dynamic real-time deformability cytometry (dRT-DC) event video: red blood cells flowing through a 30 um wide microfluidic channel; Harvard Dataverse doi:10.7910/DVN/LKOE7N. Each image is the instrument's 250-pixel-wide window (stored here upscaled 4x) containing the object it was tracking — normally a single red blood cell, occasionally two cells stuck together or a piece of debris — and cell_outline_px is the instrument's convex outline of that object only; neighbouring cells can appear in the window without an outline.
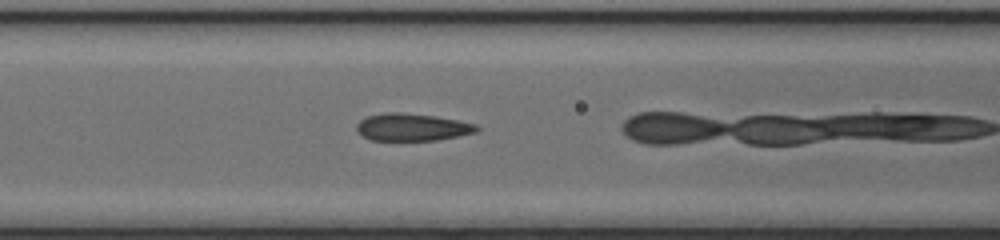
{"species": "common noctule bat (a hibernating species)", "species_latin": "Nyctalus noctula", "temperature_condition": "cold", "stored_images_in_passage": 18, "camera_frame_rate_fps": 3000, "um_per_image_px": 0.085, "animal": {"sex": "female", "body_mass_g": 17.0, "forearm_length_mm": 48.0}, "frame": {"image": 1, "passage_image": 8, "time_ms": 2.333, "image_size_px": [1000, 240], "cell_outline_px": [[480, 128], [476, 132], [436, 140], [372, 140], [356, 132], [356, 124], [360, 120], [368, 116], [384, 112], [400, 112], [436, 116], [476, 124]], "centroid_in_image_um": [35.0, 10.8], "position_along_channel_um": 131.6, "area_um2": 19.07}}
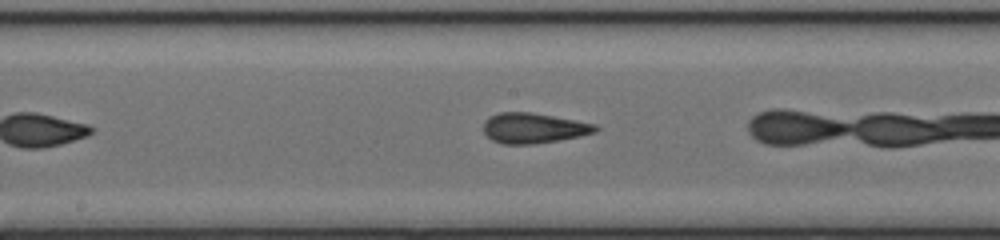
{"frame": {"image": 2, "passage_image": 13, "time_ms": 4.0, "image_size_px": [1000, 240], "cell_outline_px": [[600, 128], [596, 132], [580, 136], [532, 144], [500, 144], [492, 140], [484, 132], [484, 120], [488, 116], [500, 112], [532, 112], [576, 120], [596, 124]], "centroid_in_image_um": [45.34, 10.88], "position_along_channel_um": 202.9, "area_um2": 19.83}}
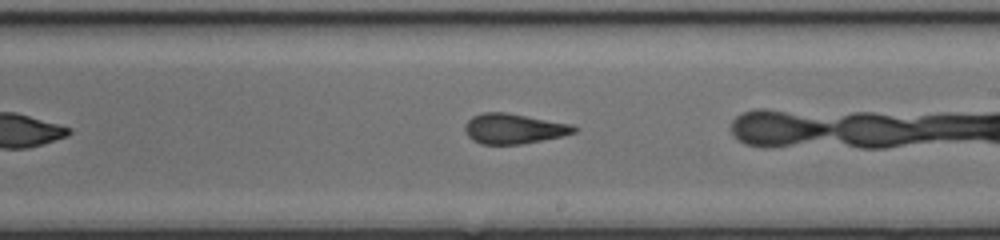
{"frame": {"image": 3, "passage_image": 16, "time_ms": 5.0, "image_size_px": [1000, 240], "cell_outline_px": [[576, 132], [560, 136], [520, 144], [480, 144], [472, 140], [468, 136], [464, 128], [464, 124], [472, 116], [484, 112], [508, 112], [572, 124], [576, 128]], "centroid_in_image_um": [43.63, 10.92], "position_along_channel_um": 245.4, "area_um2": 19.13}}